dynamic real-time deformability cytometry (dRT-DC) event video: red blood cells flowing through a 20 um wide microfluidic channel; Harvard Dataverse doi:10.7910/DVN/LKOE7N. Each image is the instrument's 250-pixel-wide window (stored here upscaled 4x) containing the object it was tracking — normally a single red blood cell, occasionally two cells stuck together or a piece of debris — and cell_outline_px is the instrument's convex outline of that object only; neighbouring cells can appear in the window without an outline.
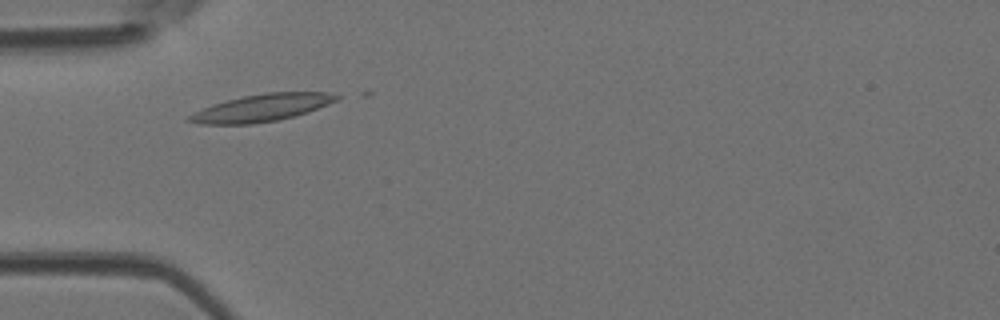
{"species": "Egyptian fruit bat (a non-hibernating species)", "species_latin": "Rousettus aegyptiacus", "temperature_condition": "room temperature", "stored_images_in_passage": 5, "camera_frame_rate_fps": 3000, "um_per_image_px": 0.085, "animal": {"sex": "female"}, "frame": {"image": 1, "passage_image": 2, "time_ms": 0.333, "image_size_px": [1000, 320], "cell_outline_px": [[340, 96], [336, 100], [328, 104], [308, 112], [296, 116], [276, 120], [252, 124], [196, 124], [184, 120], [188, 116], [204, 108], [228, 100], [244, 96], [264, 92], [328, 92]], "centroid_in_image_um": [22.25, 9.17], "position_along_channel_um": 62.7, "area_um2": 23.18}}
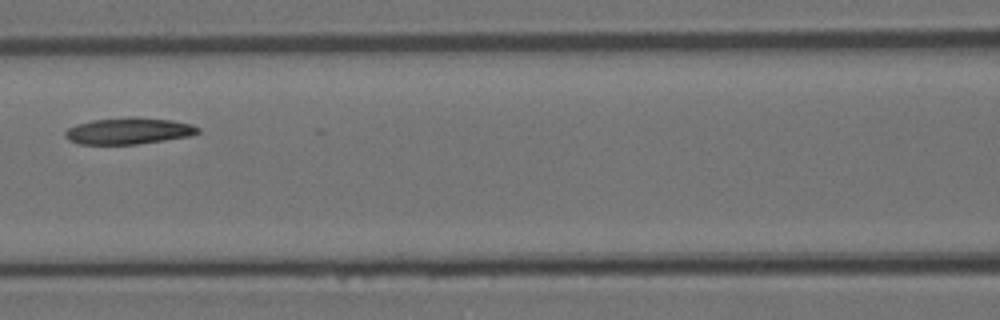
{"frame": {"image": 2, "passage_image": 4, "time_ms": 1.0, "image_size_px": [1000, 320], "cell_outline_px": [[200, 132], [188, 136], [164, 140], [136, 144], [80, 144], [68, 140], [64, 136], [64, 132], [68, 128], [76, 124], [92, 120], [132, 116], [136, 116], [172, 120], [192, 124], [200, 128]], "centroid_in_image_um": [10.92, 11.11], "position_along_channel_um": 155.7, "area_um2": 20.63}}
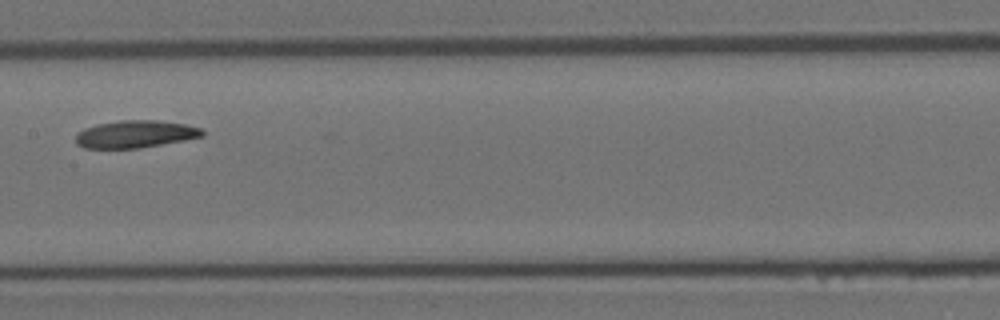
{"frame": {"image": 3, "passage_image": 5, "time_ms": 1.333, "image_size_px": [1000, 320], "cell_outline_px": [[204, 136], [184, 140], [140, 148], [84, 148], [76, 144], [76, 132], [84, 128], [96, 124], [120, 120], [156, 120], [184, 124], [200, 128], [204, 132]], "centroid_in_image_um": [11.46, 11.4], "position_along_channel_um": 195.9, "area_um2": 20.23}}